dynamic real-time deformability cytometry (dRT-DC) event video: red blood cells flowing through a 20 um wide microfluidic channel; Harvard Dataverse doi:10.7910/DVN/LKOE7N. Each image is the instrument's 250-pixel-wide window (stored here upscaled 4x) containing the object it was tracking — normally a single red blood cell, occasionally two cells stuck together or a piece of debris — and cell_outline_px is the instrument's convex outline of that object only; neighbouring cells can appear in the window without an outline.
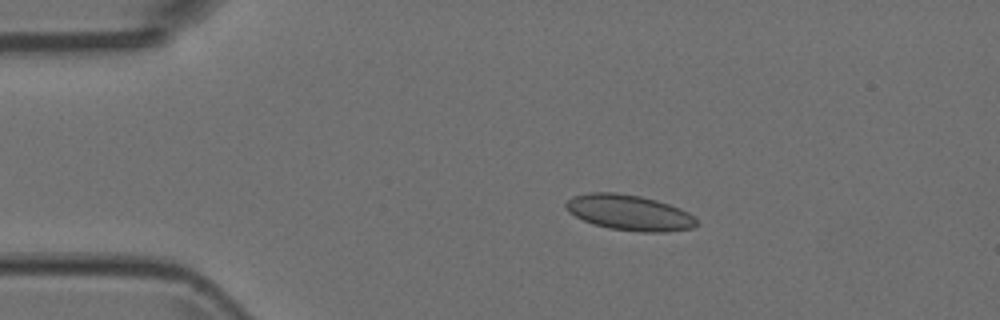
{"species": "Egyptian fruit bat (a non-hibernating species)", "species_latin": "Rousettus aegyptiacus", "temperature_condition": "room temperature", "stored_images_in_passage": 6, "camera_frame_rate_fps": 3000, "um_per_image_px": 0.085, "animal": {"sex": "female"}, "frame": {"image": 1, "passage_image": 2, "time_ms": 0.333, "image_size_px": [1000, 320], "cell_outline_px": [[696, 224], [692, 228], [668, 232], [640, 232], [608, 228], [592, 224], [568, 212], [564, 208], [564, 204], [572, 196], [588, 192], [616, 192], [640, 196], [656, 200], [680, 208], [688, 212], [696, 220]], "centroid_in_image_um": [53.44, 18.07], "position_along_channel_um": 31.6, "area_um2": 27.17}}
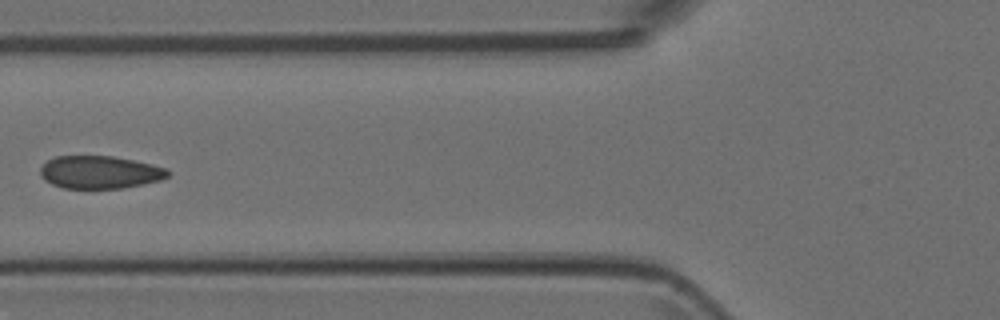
{"frame": {"image": 2, "passage_image": 5, "time_ms": 1.333, "image_size_px": [1000, 320], "cell_outline_px": [[172, 172], [168, 176], [160, 180], [144, 184], [120, 188], [64, 188], [52, 184], [44, 180], [40, 176], [40, 168], [48, 160], [56, 156], [112, 156], [152, 164], [168, 168]], "centroid_in_image_um": [8.5, 14.64], "position_along_channel_um": 117.3, "area_um2": 24.39}}
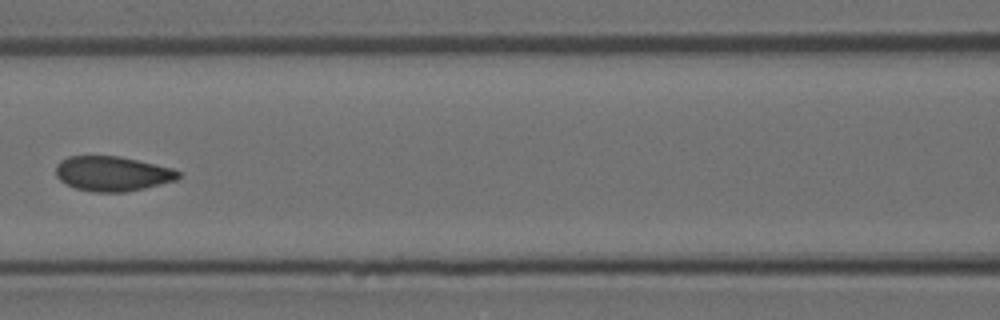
{"frame": {"image": 3, "passage_image": 6, "time_ms": 1.667, "image_size_px": [1000, 320], "cell_outline_px": [[180, 176], [176, 180], [144, 188], [124, 192], [92, 192], [76, 188], [60, 180], [56, 176], [56, 164], [60, 160], [68, 156], [120, 156], [172, 168], [180, 172]], "centroid_in_image_um": [9.53, 14.75], "position_along_channel_um": 157.1, "area_um2": 24.8}}